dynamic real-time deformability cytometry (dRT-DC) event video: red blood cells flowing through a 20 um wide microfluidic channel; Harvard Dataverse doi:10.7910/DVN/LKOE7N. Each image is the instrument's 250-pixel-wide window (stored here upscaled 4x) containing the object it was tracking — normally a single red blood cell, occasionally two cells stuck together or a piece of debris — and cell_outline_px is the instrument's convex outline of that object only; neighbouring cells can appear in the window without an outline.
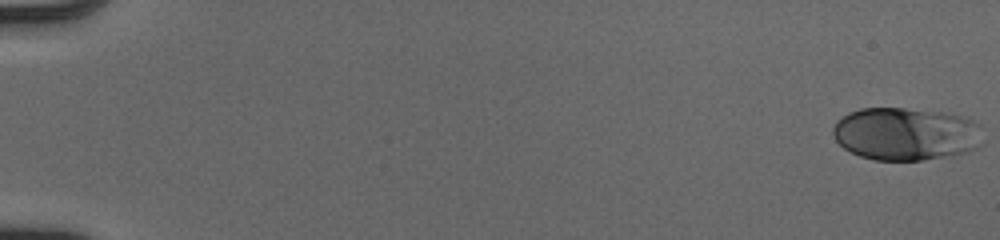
{"species": "human", "species_latin": "Homo sapiens", "temperature_condition": "cold", "stored_images_in_passage": 52, "camera_frame_rate_fps": 3000, "um_per_image_px": 0.085, "donor": {"sex": "male"}, "frame": {"image": 1, "passage_image": 1, "time_ms": 0.0, "image_size_px": [1000, 240], "cell_outline_px": [[980, 144], [976, 148], [964, 152], [920, 160], [872, 160], [860, 156], [844, 148], [836, 140], [832, 132], [832, 128], [836, 120], [848, 112], [860, 108], [904, 108], [948, 112], [972, 120], [980, 124]], "centroid_in_image_um": [76.95, 11.36], "position_along_channel_um": 8.1, "area_um2": 46.18}}
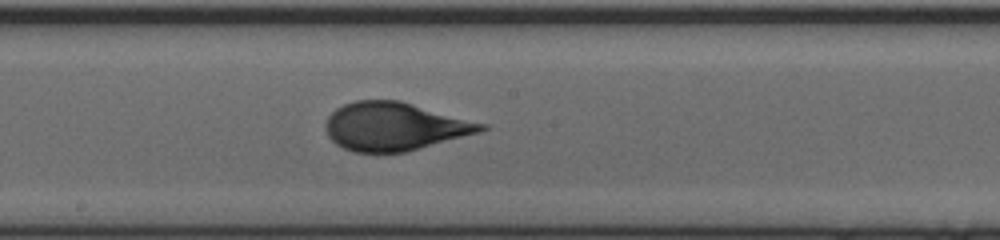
{"frame": {"image": 2, "passage_image": 30, "time_ms": 9.667, "image_size_px": [1000, 240], "cell_outline_px": [[488, 128], [480, 132], [408, 152], [356, 152], [344, 148], [336, 144], [328, 136], [328, 116], [336, 108], [344, 104], [356, 100], [400, 100], [488, 124]], "centroid_in_image_um": [33.59, 10.74], "position_along_channel_um": 214.6, "area_um2": 43.58}}
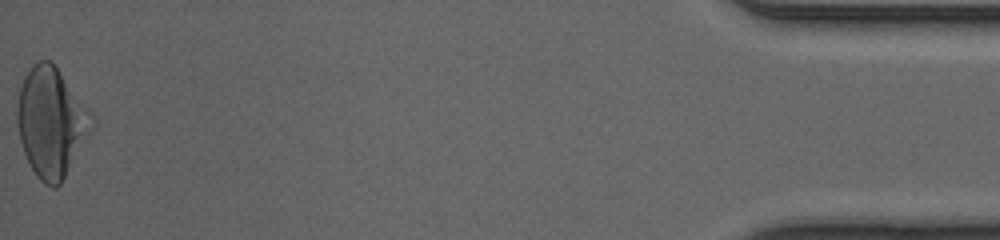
{"frame": {"image": 3, "passage_image": 52, "time_ms": 17.0, "image_size_px": [1000, 240], "cell_outline_px": [[96, 124], [92, 132], [60, 184], [56, 188], [52, 188], [44, 184], [36, 176], [24, 152], [20, 140], [16, 120], [16, 104], [20, 88], [24, 76], [32, 64], [36, 60], [52, 60], [88, 108]], "centroid_in_image_um": [4.35, 10.37], "position_along_channel_um": 430.8, "area_um2": 47.92}, "authors_computed_cell_mechanics": {"area_um2": 43.4656, "velocity_mm_per_s": 4.1186, "shape_relaxation_time_tau1_ms": 3.9766, "shape_relaxation_time_tau2_ms": null, "deformation_change_tau1": 0.1777, "deformation_change_tau2": null}}